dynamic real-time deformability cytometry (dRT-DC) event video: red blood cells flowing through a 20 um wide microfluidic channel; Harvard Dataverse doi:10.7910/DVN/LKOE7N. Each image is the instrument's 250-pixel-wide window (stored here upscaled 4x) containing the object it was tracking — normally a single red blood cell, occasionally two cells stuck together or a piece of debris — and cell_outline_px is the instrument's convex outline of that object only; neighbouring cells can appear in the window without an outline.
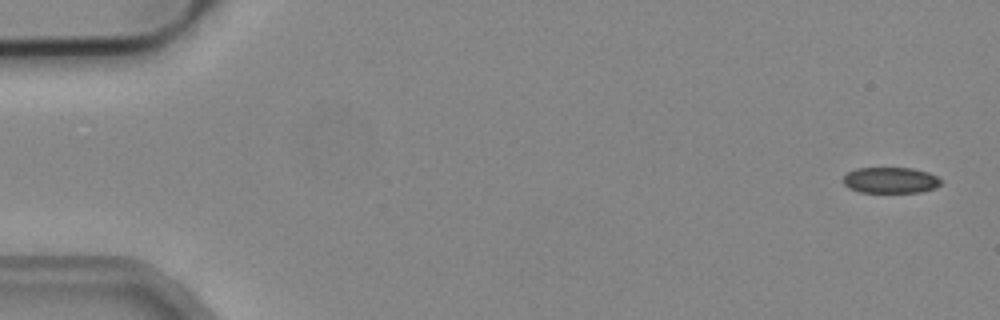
{"species": "common noctule bat (a hibernating species)", "species_latin": "Nyctalus noctula", "temperature_condition": "cold", "stored_images_in_passage": 5, "camera_frame_rate_fps": 3000, "um_per_image_px": 0.085, "animal": {"sex": "male", "body_mass_g": 19.2, "forearm_length_mm": 51.8}, "frame": {"image": 1, "passage_image": 1, "time_ms": 0.0, "image_size_px": [1000, 320], "cell_outline_px": [[940, 184], [936, 188], [920, 192], [860, 192], [848, 188], [844, 184], [844, 176], [848, 172], [856, 168], [912, 168], [928, 172], [936, 176], [940, 180]], "centroid_in_image_um": [75.68, 15.32], "position_along_channel_um": 9.3, "area_um2": 14.74}}